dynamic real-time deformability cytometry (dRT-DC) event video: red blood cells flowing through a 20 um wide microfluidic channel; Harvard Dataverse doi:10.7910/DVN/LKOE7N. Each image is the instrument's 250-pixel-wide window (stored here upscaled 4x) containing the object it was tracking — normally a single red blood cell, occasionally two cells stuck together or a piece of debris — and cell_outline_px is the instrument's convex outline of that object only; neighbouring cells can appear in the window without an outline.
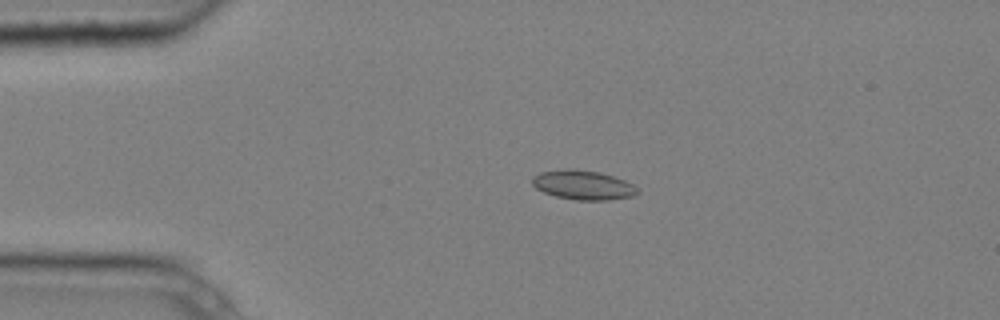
{"species": "common noctule bat (a hibernating species)", "species_latin": "Nyctalus noctula", "temperature_condition": "cold", "stored_images_in_passage": 4, "camera_frame_rate_fps": 3000, "um_per_image_px": 0.085, "animal": {"sex": "male", "body_mass_g": 20.4}, "frame": {"image": 1, "passage_image": 4, "time_ms": 1.0, "image_size_px": [1000, 320], "cell_outline_px": [[640, 192], [632, 196], [608, 200], [576, 200], [556, 196], [544, 192], [536, 188], [532, 184], [532, 176], [540, 172], [568, 168], [600, 172], [624, 180], [632, 184]], "centroid_in_image_um": [49.54, 15.72], "position_along_channel_um": 35.5, "area_um2": 17.92}}